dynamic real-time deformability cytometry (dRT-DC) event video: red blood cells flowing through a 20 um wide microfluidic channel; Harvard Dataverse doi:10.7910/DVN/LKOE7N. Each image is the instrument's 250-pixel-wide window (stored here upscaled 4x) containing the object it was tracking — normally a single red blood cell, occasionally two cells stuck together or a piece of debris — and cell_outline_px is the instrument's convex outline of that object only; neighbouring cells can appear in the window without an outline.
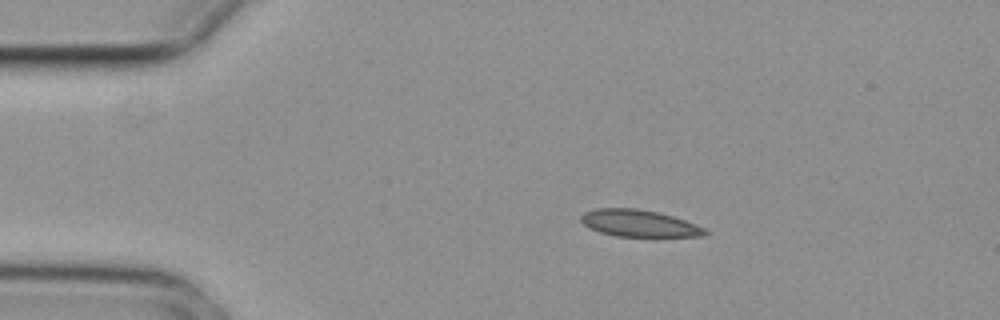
{"species": "common noctule bat (a hibernating species)", "species_latin": "Nyctalus noctula", "temperature_condition": "cold", "stored_images_in_passage": 2, "camera_frame_rate_fps": 3000, "um_per_image_px": 0.085, "animal": {"sex": "female", "body_mass_g": 29.2, "forearm_length_mm": 56.3}, "frame": {"image": 1, "passage_image": 1, "time_ms": 0.0, "image_size_px": [1000, 320], "cell_outline_px": [[708, 236], [616, 236], [600, 232], [584, 224], [580, 220], [580, 216], [584, 212], [596, 208], [636, 208], [656, 212], [672, 216], [684, 220], [704, 228], [708, 232]], "centroid_in_image_um": [54.3, 18.98], "position_along_channel_um": 30.7, "area_um2": 19.19}}